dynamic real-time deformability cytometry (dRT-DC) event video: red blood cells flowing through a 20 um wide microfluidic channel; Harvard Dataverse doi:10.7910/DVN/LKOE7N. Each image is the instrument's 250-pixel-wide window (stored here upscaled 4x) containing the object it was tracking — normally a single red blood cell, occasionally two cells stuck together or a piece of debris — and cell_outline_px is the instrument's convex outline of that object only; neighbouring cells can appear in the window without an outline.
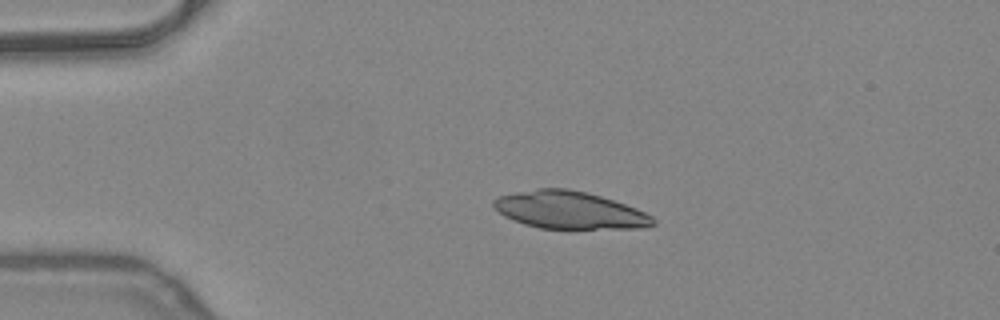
{"species": "common noctule bat (a hibernating species)", "species_latin": "Nyctalus noctula", "temperature_condition": "warm", "stored_images_in_passage": 40, "camera_frame_rate_fps": 3000, "um_per_image_px": 0.085, "animal": {"sex": "female", "body_mass_g": 24.6, "forearm_length_mm": 56.2}, "frame": {"image": 1, "passage_image": 1, "time_ms": 0.0, "image_size_px": [1000, 320], "cell_outline_px": [[656, 224], [640, 228], [540, 228], [524, 224], [504, 216], [492, 204], [492, 200], [500, 196], [516, 192], [540, 188], [568, 188], [600, 196], [636, 208], [652, 216], [656, 220]], "centroid_in_image_um": [48.4, 17.86], "position_along_channel_um": 36.6, "area_um2": 34.39}}